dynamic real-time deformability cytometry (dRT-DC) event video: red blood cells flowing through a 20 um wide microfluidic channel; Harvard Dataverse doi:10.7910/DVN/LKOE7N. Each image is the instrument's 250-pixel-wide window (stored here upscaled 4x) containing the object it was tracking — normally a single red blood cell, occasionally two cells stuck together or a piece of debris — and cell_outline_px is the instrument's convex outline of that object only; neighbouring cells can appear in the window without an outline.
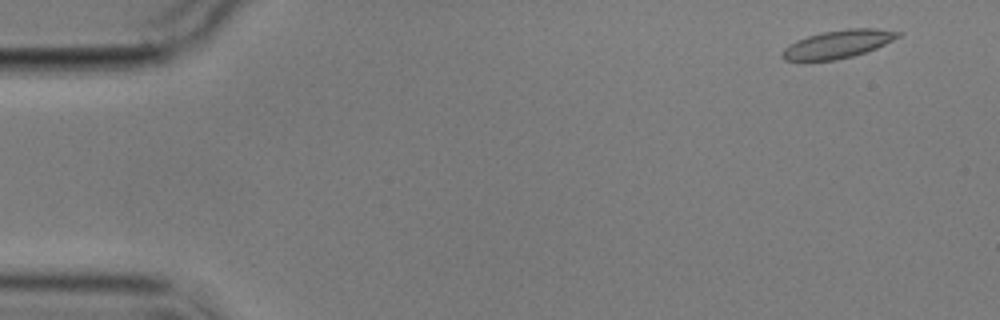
{"species": "common noctule bat (a hibernating species)", "species_latin": "Nyctalus noctula", "temperature_condition": "cold", "stored_images_in_passage": 6, "camera_frame_rate_fps": 3000, "um_per_image_px": 0.085, "animal": {"sex": "male", "body_mass_g": 17.9}, "frame": {"image": 1, "passage_image": 1, "time_ms": 0.0, "image_size_px": [1000, 320], "cell_outline_px": [[904, 32], [900, 36], [876, 48], [852, 56], [836, 60], [804, 64], [784, 60], [780, 56], [784, 48], [788, 44], [796, 40], [820, 32], [848, 28], [876, 28]], "centroid_in_image_um": [71.12, 3.79], "position_along_channel_um": 13.9, "area_um2": 19.65}}
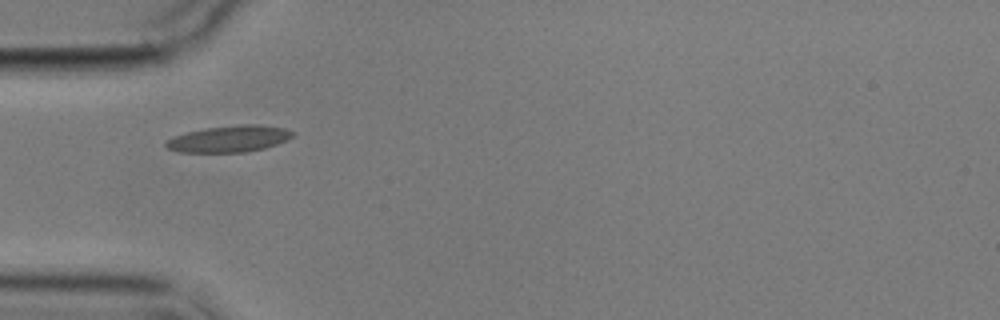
{"frame": {"image": 2, "passage_image": 5, "time_ms": 4.667, "image_size_px": [1000, 320], "cell_outline_px": [[292, 136], [288, 140], [264, 148], [248, 152], [180, 152], [168, 148], [164, 144], [172, 136], [204, 128], [244, 124], [260, 124], [284, 128], [292, 132]], "centroid_in_image_um": [19.48, 11.8], "position_along_channel_um": 65.5, "area_um2": 19.48}}
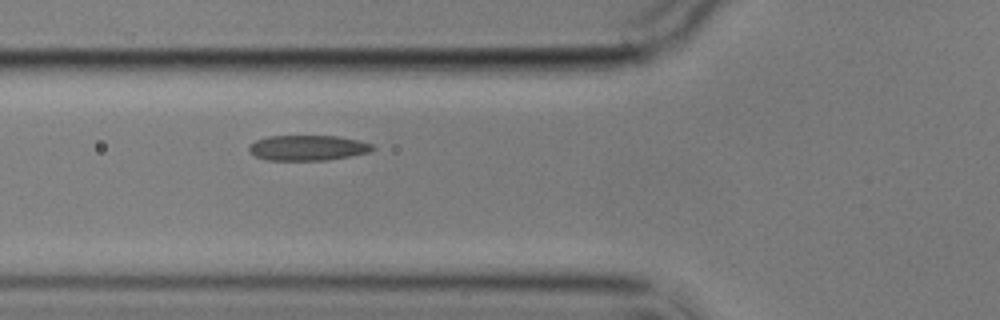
{"frame": {"image": 3, "passage_image": 6, "time_ms": 5.667, "image_size_px": [1000, 320], "cell_outline_px": [[376, 148], [368, 152], [328, 160], [268, 160], [256, 156], [248, 152], [248, 144], [256, 140], [268, 136], [336, 136], [356, 140], [372, 144]], "centroid_in_image_um": [26.1, 12.56], "position_along_channel_um": 99.7, "area_um2": 18.15}}